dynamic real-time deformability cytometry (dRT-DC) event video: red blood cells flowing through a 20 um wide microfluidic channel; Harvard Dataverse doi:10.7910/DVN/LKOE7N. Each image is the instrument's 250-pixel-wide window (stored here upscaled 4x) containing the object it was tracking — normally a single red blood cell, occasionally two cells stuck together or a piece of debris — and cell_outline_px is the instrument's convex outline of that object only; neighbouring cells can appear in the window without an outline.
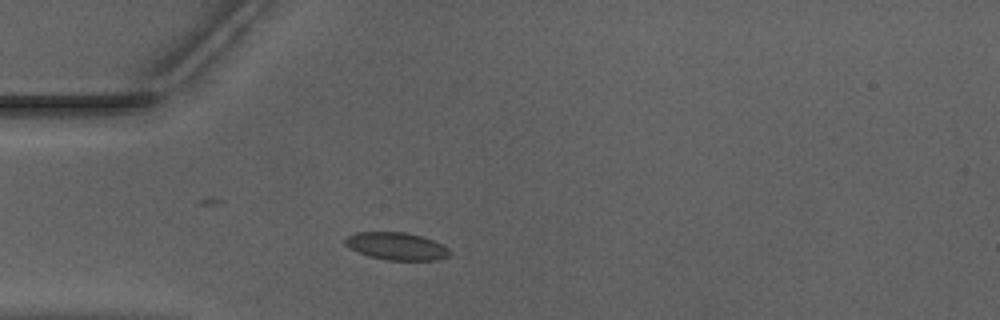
{"species": "Egyptian fruit bat (a non-hibernating species)", "species_latin": "Rousettus aegyptiacus", "temperature_condition": "warm", "stored_images_in_passage": 38, "camera_frame_rate_fps": 3000, "um_per_image_px": 0.085, "animal": {"sex": "male"}, "frame": {"image": 1, "passage_image": 1, "time_ms": 0.0, "image_size_px": [1000, 320], "cell_outline_px": [[452, 252], [448, 256], [436, 260], [388, 260], [368, 256], [344, 244], [344, 240], [348, 236], [356, 232], [404, 232], [420, 236], [432, 240], [448, 248]], "centroid_in_image_um": [33.71, 20.93], "position_along_channel_um": 51.3, "area_um2": 16.53}}
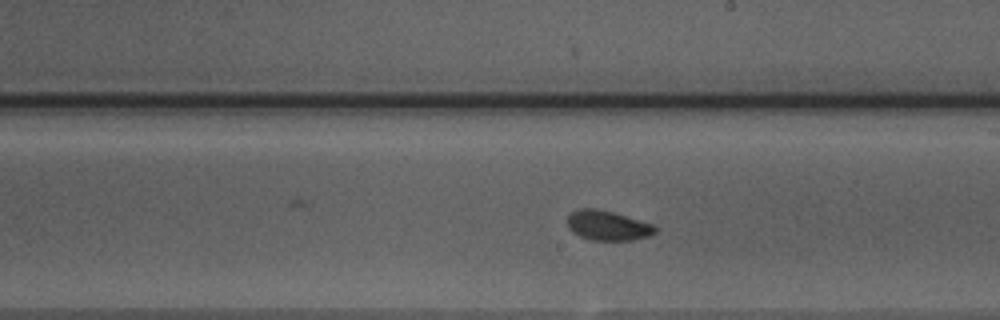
{"frame": {"image": 2, "passage_image": 16, "time_ms": 5.0, "image_size_px": [1000, 320], "cell_outline_px": [[656, 232], [648, 236], [632, 240], [592, 240], [580, 236], [572, 232], [568, 228], [568, 216], [576, 208], [596, 208], [612, 212], [652, 224], [656, 228]], "centroid_in_image_um": [51.61, 19.16], "position_along_channel_um": 237.4, "area_um2": 15.09}}
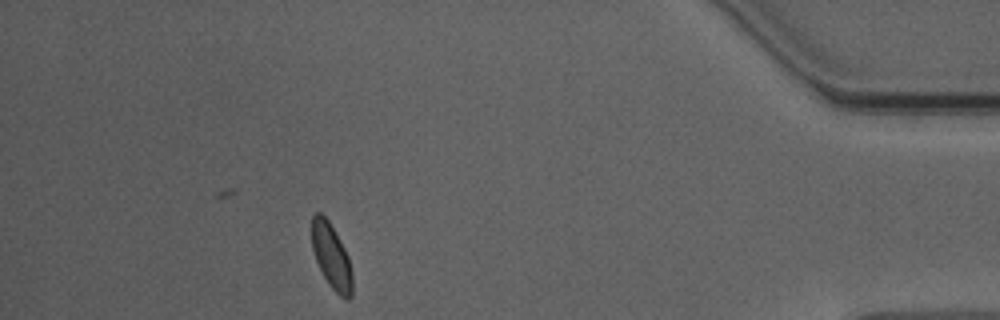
{"frame": {"image": 3, "passage_image": 33, "time_ms": 10.667, "image_size_px": [1000, 320], "cell_outline_px": [[352, 296], [348, 300], [344, 300], [328, 284], [316, 260], [312, 248], [312, 216], [316, 212], [320, 212], [328, 220], [344, 248], [348, 256], [352, 272]], "centroid_in_image_um": [28.18, 21.82], "position_along_channel_um": 407.0, "area_um2": 15.2}, "authors_computed_cell_mechanics": {"area_um2": 15.4037, "velocity_mm_per_s": 3.9348, "shape_relaxation_time_tau1_ms": 3.8401, "shape_relaxation_time_tau2_ms": null, "deformation_change_tau1": 0.0852, "deformation_change_tau2": null}}